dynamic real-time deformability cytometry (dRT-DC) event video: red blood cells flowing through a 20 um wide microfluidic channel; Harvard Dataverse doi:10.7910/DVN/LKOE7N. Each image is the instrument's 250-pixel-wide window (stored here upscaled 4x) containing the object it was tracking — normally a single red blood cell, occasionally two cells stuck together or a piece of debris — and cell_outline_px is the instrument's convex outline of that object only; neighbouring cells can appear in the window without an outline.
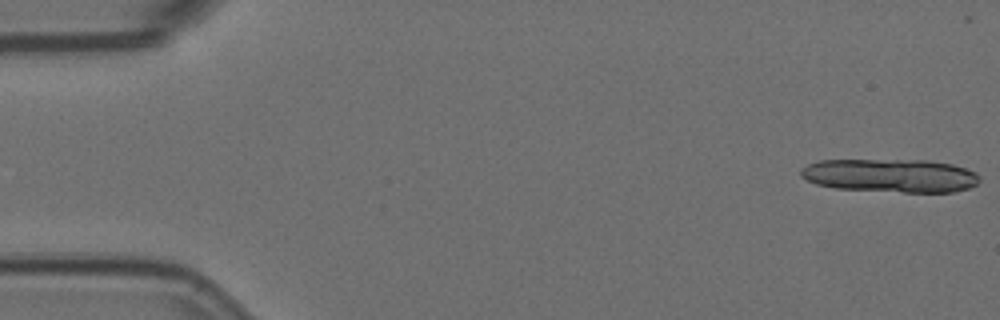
{"species": "Egyptian fruit bat (a non-hibernating species)", "species_latin": "Rousettus aegyptiacus", "temperature_condition": "room temperature", "stored_images_in_passage": 14, "camera_frame_rate_fps": 3000, "um_per_image_px": 0.085, "animal": {"sex": "female"}, "frame": {"image": 1, "passage_image": 1, "time_ms": 0.0, "image_size_px": [1000, 320], "cell_outline_px": [[980, 180], [976, 184], [968, 188], [952, 192], [904, 192], [836, 188], [816, 184], [800, 176], [800, 172], [808, 164], [820, 160], [928, 160], [952, 164], [976, 172], [980, 176]], "centroid_in_image_um": [75.71, 14.92], "position_along_channel_um": 9.3, "area_um2": 34.74}}